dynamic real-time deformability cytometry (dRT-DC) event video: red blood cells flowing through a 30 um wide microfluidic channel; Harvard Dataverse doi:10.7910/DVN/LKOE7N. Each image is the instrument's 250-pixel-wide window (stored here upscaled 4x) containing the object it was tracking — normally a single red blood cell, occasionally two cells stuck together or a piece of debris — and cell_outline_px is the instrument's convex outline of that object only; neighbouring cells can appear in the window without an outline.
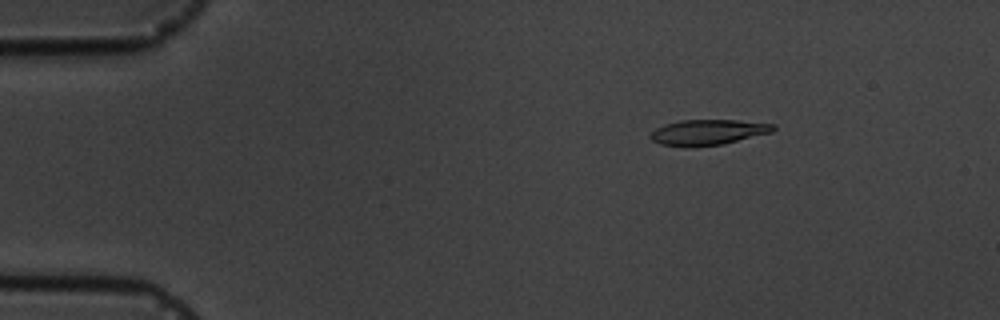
{"species": "common noctule bat (a hibernating species)", "species_latin": "Nyctalus noctula", "temperature_condition": "cold", "stored_images_in_passage": 5, "camera_frame_rate_fps": 3000, "um_per_image_px": 0.085, "animal": {"sex": "male", "body_mass_g": 19.5, "forearm_length_mm": 54.6}, "frame": {"image": 1, "passage_image": 2, "time_ms": 1.0, "image_size_px": [1000, 320], "cell_outline_px": [[776, 128], [772, 132], [724, 144], [692, 148], [684, 148], [660, 144], [652, 140], [652, 132], [656, 128], [664, 124], [680, 120], [736, 120], [776, 124]], "centroid_in_image_um": [60.18, 11.26], "position_along_channel_um": 24.8, "area_um2": 18.5}}